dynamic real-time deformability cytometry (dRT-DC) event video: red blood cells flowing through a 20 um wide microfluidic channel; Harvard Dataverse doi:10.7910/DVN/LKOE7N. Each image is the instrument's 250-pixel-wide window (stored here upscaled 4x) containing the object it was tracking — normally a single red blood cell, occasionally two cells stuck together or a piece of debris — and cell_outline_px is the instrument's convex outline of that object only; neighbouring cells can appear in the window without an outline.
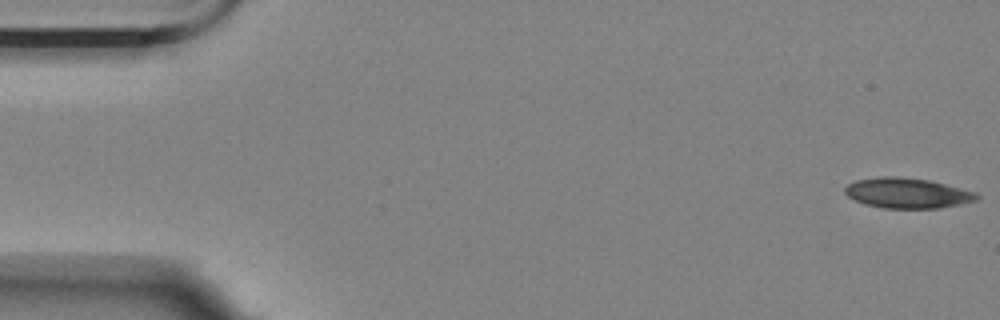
{"species": "Egyptian fruit bat (a non-hibernating species)", "species_latin": "Rousettus aegyptiacus", "temperature_condition": "room temperature", "stored_images_in_passage": 11, "camera_frame_rate_fps": 3000, "um_per_image_px": 0.085, "animal": {"sex": "female"}, "frame": {"image": 1, "passage_image": 1, "time_ms": 0.0, "image_size_px": [1000, 320], "cell_outline_px": [[980, 196], [976, 200], [940, 208], [884, 208], [864, 204], [848, 196], [844, 192], [844, 188], [848, 184], [856, 180], [880, 176], [896, 176], [928, 180], [976, 192]], "centroid_in_image_um": [77.09, 16.41], "position_along_channel_um": 7.9, "area_um2": 23.06}}